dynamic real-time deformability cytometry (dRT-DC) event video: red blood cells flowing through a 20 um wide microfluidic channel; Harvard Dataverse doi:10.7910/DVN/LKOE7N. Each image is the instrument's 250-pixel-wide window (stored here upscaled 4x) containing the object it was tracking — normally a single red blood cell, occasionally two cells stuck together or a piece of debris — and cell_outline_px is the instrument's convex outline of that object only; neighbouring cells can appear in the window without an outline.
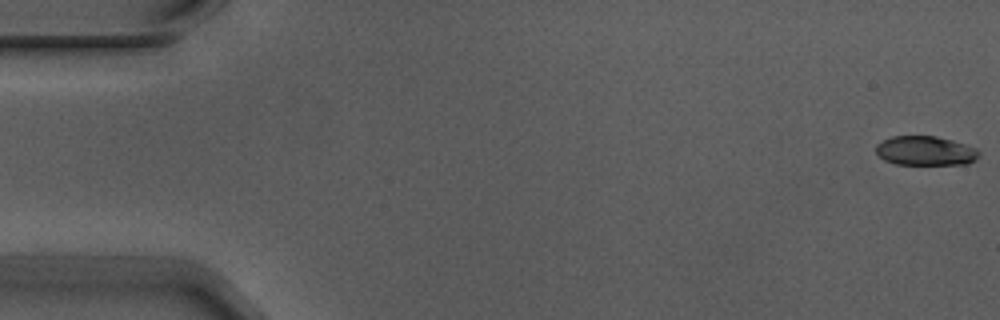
{"species": "Egyptian fruit bat (a non-hibernating species)", "species_latin": "Rousettus aegyptiacus", "temperature_condition": "warm", "stored_images_in_passage": 5, "camera_frame_rate_fps": 3000, "um_per_image_px": 0.085, "animal": {"sex": "male"}, "frame": {"image": 1, "passage_image": 1, "time_ms": 0.0, "image_size_px": [1000, 320], "cell_outline_px": [[980, 156], [976, 160], [968, 164], [896, 164], [884, 160], [876, 152], [876, 144], [892, 136], [936, 136], [952, 140], [976, 148], [980, 152]], "centroid_in_image_um": [78.69, 12.82], "position_along_channel_um": 6.3, "area_um2": 17.63}}
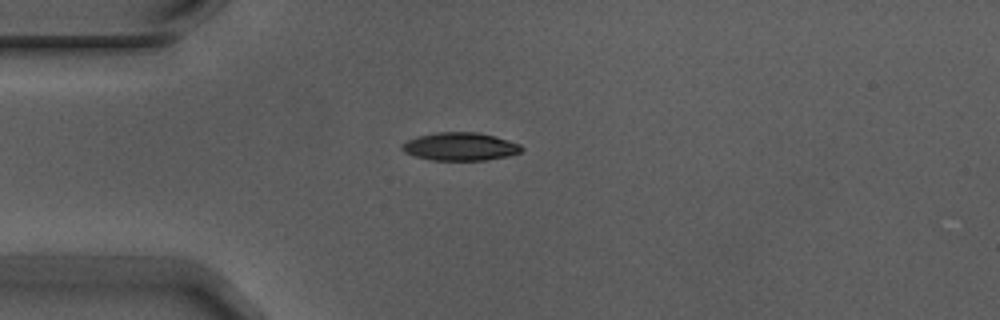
{"frame": {"image": 2, "passage_image": 5, "time_ms": 1.333, "image_size_px": [1000, 320], "cell_outline_px": [[524, 148], [520, 152], [508, 156], [488, 160], [432, 160], [416, 156], [404, 152], [400, 148], [408, 140], [416, 136], [436, 132], [476, 132], [496, 136], [520, 144]], "centroid_in_image_um": [39.13, 12.45], "position_along_channel_um": 45.9, "area_um2": 19.54}}